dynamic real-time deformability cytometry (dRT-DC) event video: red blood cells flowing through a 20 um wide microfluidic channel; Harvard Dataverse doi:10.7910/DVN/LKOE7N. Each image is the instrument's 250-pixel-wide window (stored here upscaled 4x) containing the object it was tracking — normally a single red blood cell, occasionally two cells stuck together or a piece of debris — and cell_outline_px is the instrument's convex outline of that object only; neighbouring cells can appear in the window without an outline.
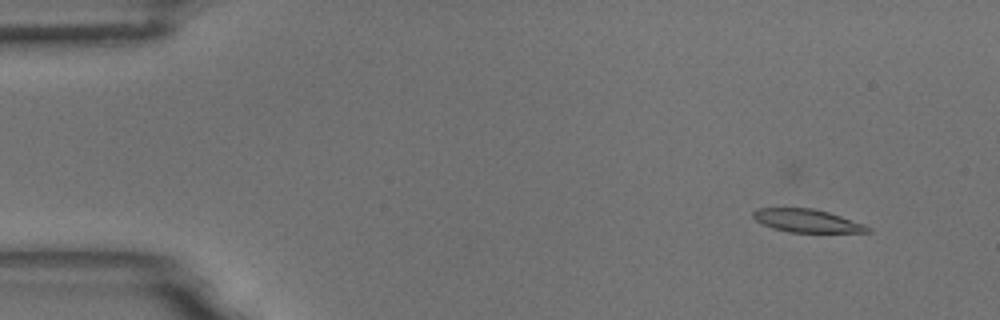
{"species": "common noctule bat (a hibernating species)", "species_latin": "Nyctalus noctula", "temperature_condition": "room temperature", "stored_images_in_passage": 7, "camera_frame_rate_fps": 3000, "um_per_image_px": 0.085, "animal": {"sex": "male", "body_mass_g": 18.8}, "frame": {"image": 1, "passage_image": 3, "time_ms": 0.667, "image_size_px": [1000, 320], "cell_outline_px": [[872, 232], [788, 232], [772, 228], [756, 220], [752, 216], [752, 212], [756, 208], [812, 208], [828, 212], [864, 224], [872, 228]], "centroid_in_image_um": [68.59, 18.76], "position_along_channel_um": 16.4, "area_um2": 15.32}}
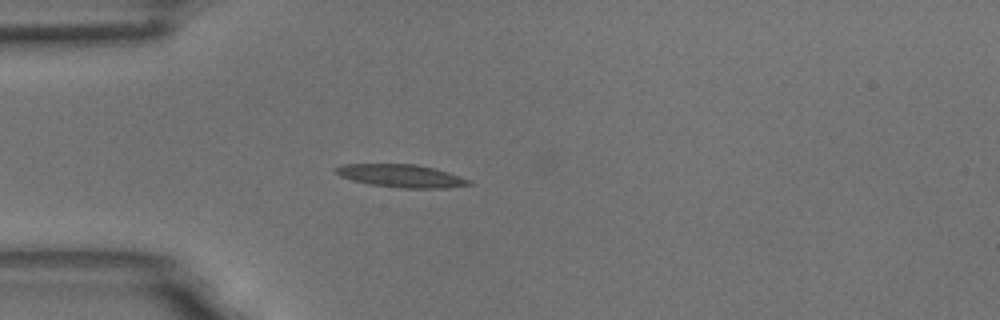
{"frame": {"image": 2, "passage_image": 6, "time_ms": 1.667, "image_size_px": [1000, 320], "cell_outline_px": [[472, 184], [448, 188], [400, 188], [372, 184], [352, 180], [340, 176], [332, 172], [332, 168], [344, 164], [416, 164], [436, 168], [472, 180]], "centroid_in_image_um": [34.09, 14.94], "position_along_channel_um": 50.9, "area_um2": 17.92}}